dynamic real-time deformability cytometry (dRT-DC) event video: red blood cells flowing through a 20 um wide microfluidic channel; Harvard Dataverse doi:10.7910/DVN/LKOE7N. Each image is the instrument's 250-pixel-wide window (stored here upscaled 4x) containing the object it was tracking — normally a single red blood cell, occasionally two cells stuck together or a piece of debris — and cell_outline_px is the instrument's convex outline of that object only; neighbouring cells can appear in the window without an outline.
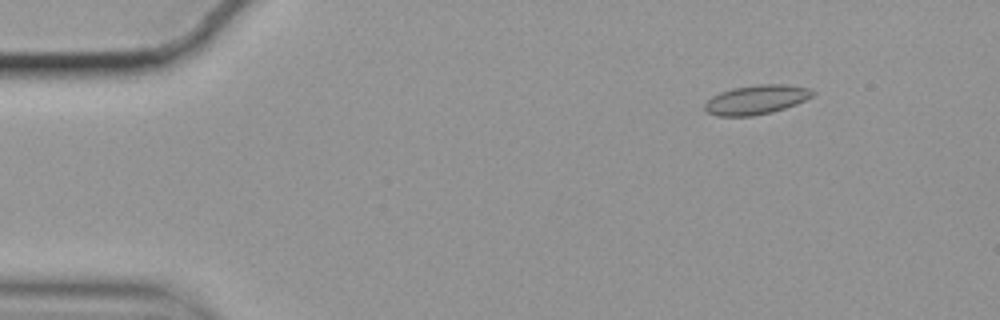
{"species": "common noctule bat (a hibernating species)", "species_latin": "Nyctalus noctula", "temperature_condition": "cold", "stored_images_in_passage": 57, "camera_frame_rate_fps": 3000, "um_per_image_px": 0.085, "animal": {"sex": "female", "body_mass_g": 19.9}, "frame": {"image": 1, "passage_image": 7, "time_ms": 2.0, "image_size_px": [1000, 320], "cell_outline_px": [[816, 92], [812, 96], [796, 104], [772, 112], [752, 116], [716, 116], [708, 112], [704, 108], [704, 104], [712, 96], [720, 92], [732, 88], [756, 84], [788, 84], [808, 88]], "centroid_in_image_um": [64.27, 8.46], "position_along_channel_um": 20.7, "area_um2": 18.44}}
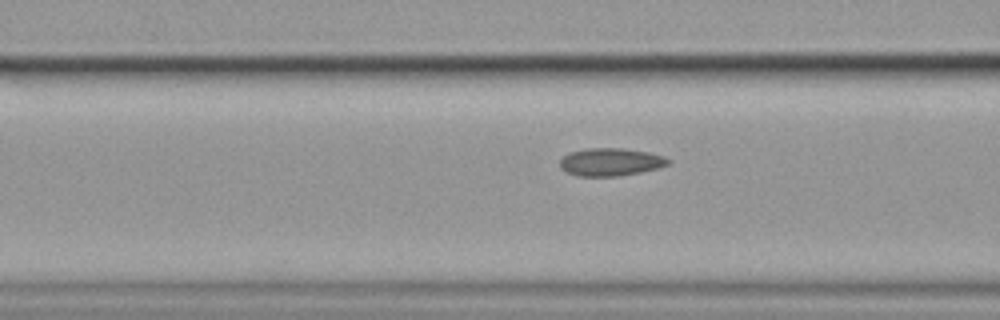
{"frame": {"image": 2, "passage_image": 22, "time_ms": 7.0, "image_size_px": [1000, 320], "cell_outline_px": [[672, 160], [668, 164], [660, 168], [620, 176], [576, 176], [560, 168], [560, 160], [568, 152], [588, 148], [624, 148], [648, 152], [664, 156]], "centroid_in_image_um": [51.92, 13.76], "position_along_channel_um": 114.7, "area_um2": 17.69}}
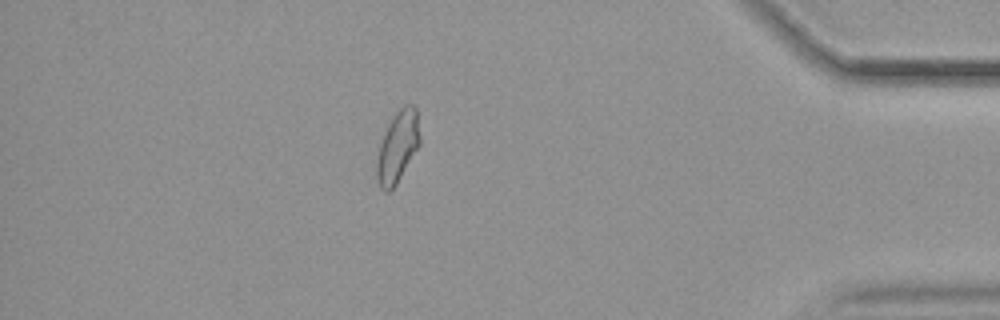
{"frame": {"image": 3, "passage_image": 50, "time_ms": 16.333, "image_size_px": [1000, 320], "cell_outline_px": [[420, 144], [396, 184], [388, 192], [384, 192], [380, 188], [376, 176], [376, 164], [380, 144], [384, 132], [392, 116], [404, 104], [412, 104], [416, 108], [420, 136]], "centroid_in_image_um": [33.79, 12.46], "position_along_channel_um": 401.4, "area_um2": 17.86}, "authors_computed_cell_mechanics": {"area_um2": 17.6868, "velocity_mm_per_s": 3.5089, "shape_relaxation_time_tau1_ms": null, "shape_relaxation_time_tau2_ms": 1.3691, "deformation_change_tau1": null, "deformation_change_tau2": 0.055}}